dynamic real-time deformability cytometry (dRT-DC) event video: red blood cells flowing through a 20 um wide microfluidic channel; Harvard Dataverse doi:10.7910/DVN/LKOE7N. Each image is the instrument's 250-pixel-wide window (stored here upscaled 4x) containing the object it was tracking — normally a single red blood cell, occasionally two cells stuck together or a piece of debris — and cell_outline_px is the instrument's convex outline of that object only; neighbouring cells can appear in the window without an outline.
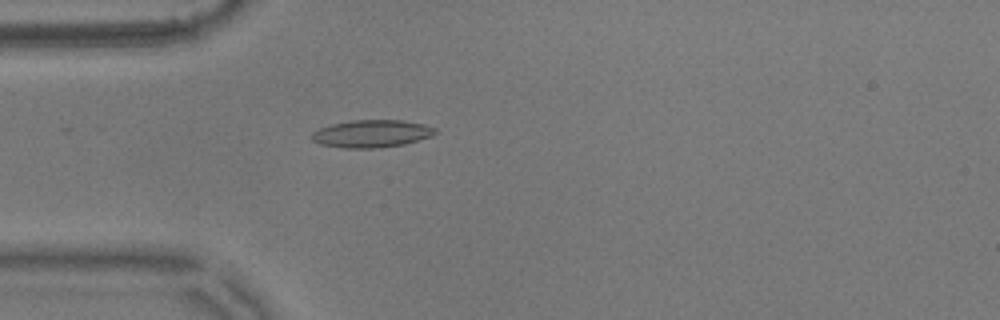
{"species": "common noctule bat (a hibernating species)", "species_latin": "Nyctalus noctula", "temperature_condition": "warm", "stored_images_in_passage": 33, "camera_frame_rate_fps": 3000, "um_per_image_px": 0.085, "animal": {"sex": "male", "body_mass_g": 17.9}, "frame": {"image": 1, "passage_image": 1, "time_ms": 0.0, "image_size_px": [1000, 320], "cell_outline_px": [[436, 132], [432, 136], [404, 144], [376, 148], [344, 148], [320, 144], [312, 140], [312, 132], [320, 128], [332, 124], [352, 120], [404, 120], [424, 124], [436, 128]], "centroid_in_image_um": [31.6, 11.36], "position_along_channel_um": 53.4, "area_um2": 19.77}}
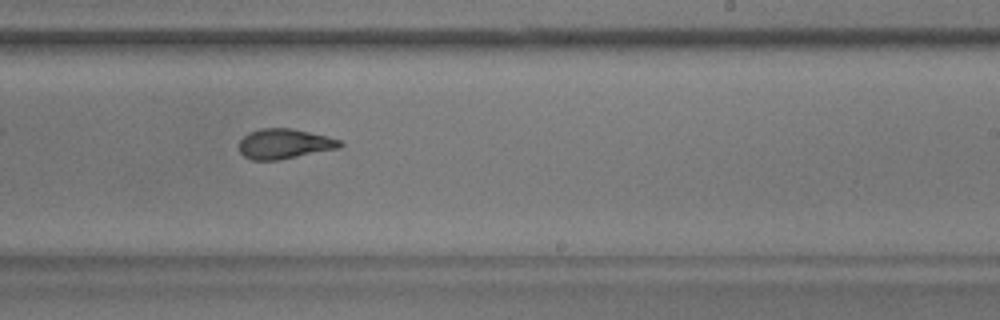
{"frame": {"image": 2, "passage_image": 19, "time_ms": 6.0, "image_size_px": [1000, 320], "cell_outline_px": [[344, 144], [340, 148], [280, 160], [252, 160], [244, 156], [240, 152], [240, 140], [248, 132], [260, 128], [292, 128], [328, 136], [340, 140]], "centroid_in_image_um": [24.19, 12.22], "position_along_channel_um": 264.8, "area_um2": 17.8}}
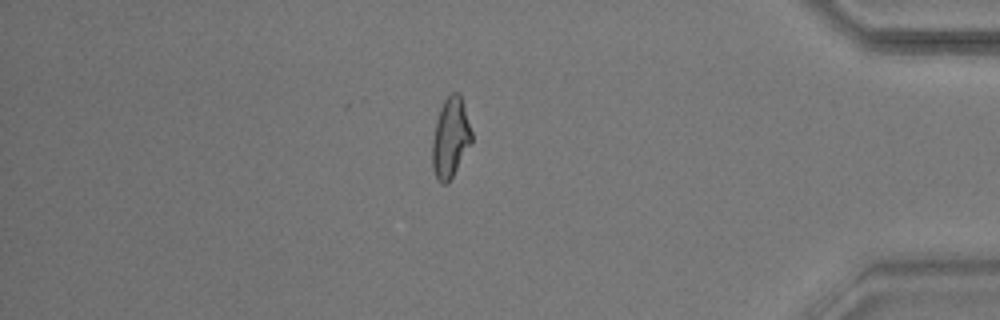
{"frame": {"image": 3, "passage_image": 33, "time_ms": 10.667, "image_size_px": [1000, 320], "cell_outline_px": [[472, 144], [448, 184], [440, 184], [432, 168], [432, 140], [436, 120], [440, 108], [444, 100], [452, 92], [456, 92], [460, 96], [472, 132]], "centroid_in_image_um": [38.28, 11.77], "position_along_channel_um": 396.9, "area_um2": 18.38}, "authors_computed_cell_mechanics": {"area_um2": 18.0336, "velocity_mm_per_s": 3.6047, "shape_relaxation_time_tau1_ms": 5.223, "shape_relaxation_time_tau2_ms": 1.7601, "deformation_change_tau1": 0.1799, "deformation_change_tau2": 0.1023}}